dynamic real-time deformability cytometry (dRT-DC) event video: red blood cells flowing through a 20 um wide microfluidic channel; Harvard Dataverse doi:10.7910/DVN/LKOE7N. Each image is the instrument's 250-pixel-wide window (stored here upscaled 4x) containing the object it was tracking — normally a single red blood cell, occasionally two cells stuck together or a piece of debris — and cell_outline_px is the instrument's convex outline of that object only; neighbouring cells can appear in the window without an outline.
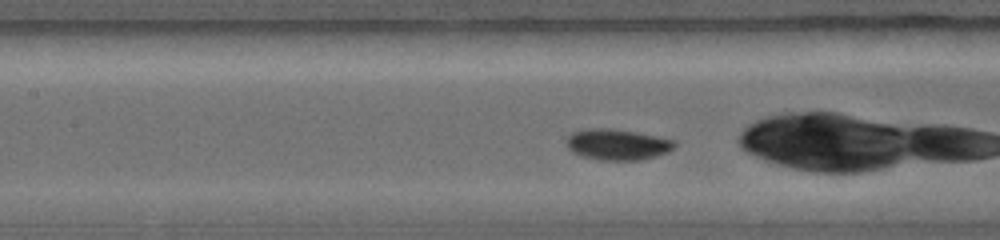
{"species": "common noctule bat (a hibernating species)", "species_latin": "Nyctalus noctula", "temperature_condition": "warm", "stored_images_in_passage": 18, "camera_frame_rate_fps": 5000, "um_per_image_px": 0.085, "animal": {"sex": "female", "body_mass_g": 19.0, "forearm_length_mm": 56.7}, "frame": {"image": 1, "passage_image": 6, "time_ms": 1.8, "image_size_px": [1000, 240], "cell_outline_px": [[676, 144], [668, 152], [656, 156], [640, 160], [596, 160], [580, 156], [572, 152], [568, 148], [564, 140], [572, 132], [588, 128], [612, 128], [656, 136], [676, 140]], "centroid_in_image_um": [52.43, 12.28], "position_along_channel_um": 155.0, "area_um2": 19.71}}